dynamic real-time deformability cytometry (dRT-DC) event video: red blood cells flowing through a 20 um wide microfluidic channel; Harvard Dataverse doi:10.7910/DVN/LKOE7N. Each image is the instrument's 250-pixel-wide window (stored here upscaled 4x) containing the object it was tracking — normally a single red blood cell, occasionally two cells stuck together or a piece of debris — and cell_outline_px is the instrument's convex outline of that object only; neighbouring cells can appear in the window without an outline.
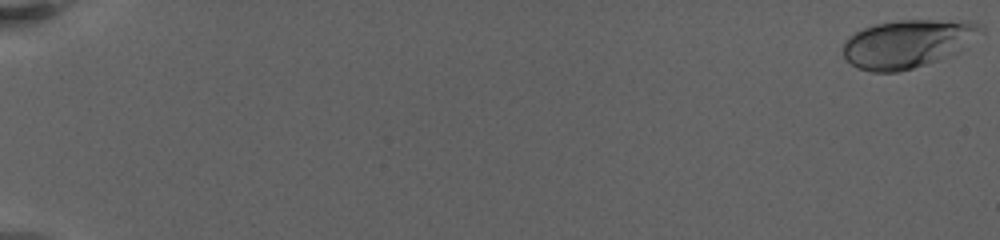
{"species": "human", "species_latin": "Homo sapiens", "temperature_condition": "warm", "stored_images_in_passage": 125, "camera_frame_rate_fps": 3000, "um_per_image_px": 0.085, "donor": {"sex": "female"}, "frame": {"image": 1, "passage_image": 1, "time_ms": 0.0, "image_size_px": [1000, 240], "cell_outline_px": [[984, 32], [956, 52], [936, 60], [912, 68], [896, 72], [872, 72], [856, 68], [844, 60], [844, 40], [848, 36], [864, 28], [876, 24], [900, 20], [968, 20], [980, 24], [984, 28]], "centroid_in_image_um": [77.13, 3.7], "position_along_channel_um": 7.9, "area_um2": 38.55}}
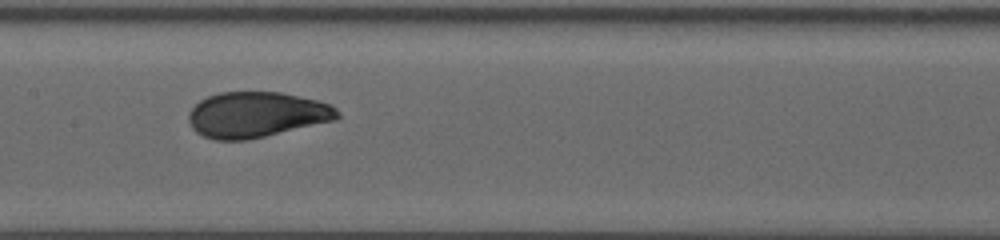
{"frame": {"image": 2, "passage_image": 51, "time_ms": 12.333, "image_size_px": [1000, 240], "cell_outline_px": [[340, 116], [336, 120], [248, 140], [216, 140], [204, 136], [196, 132], [192, 128], [188, 120], [188, 112], [200, 100], [208, 96], [220, 92], [280, 92], [316, 100], [328, 104], [336, 108], [340, 112]], "centroid_in_image_um": [21.79, 9.75], "position_along_channel_um": 185.6, "area_um2": 39.48}}
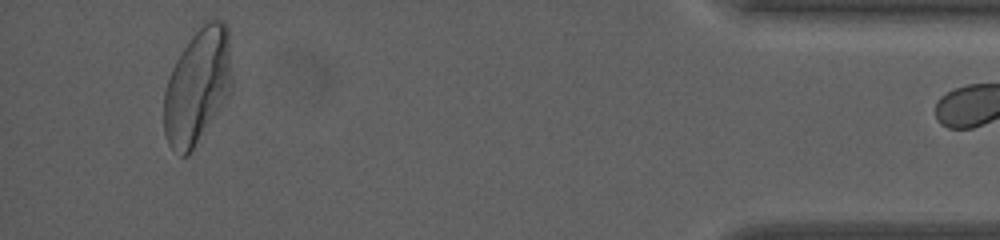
{"frame": {"image": 3, "passage_image": 123, "time_ms": 21.667, "image_size_px": [1000, 240], "cell_outline_px": [[232, 92], [188, 156], [180, 156], [168, 144], [164, 136], [164, 92], [172, 68], [176, 60], [192, 36], [204, 20], [224, 20], [228, 24], [232, 76]], "centroid_in_image_um": [16.81, 7.32], "position_along_channel_um": 418.4, "area_um2": 46.07}}